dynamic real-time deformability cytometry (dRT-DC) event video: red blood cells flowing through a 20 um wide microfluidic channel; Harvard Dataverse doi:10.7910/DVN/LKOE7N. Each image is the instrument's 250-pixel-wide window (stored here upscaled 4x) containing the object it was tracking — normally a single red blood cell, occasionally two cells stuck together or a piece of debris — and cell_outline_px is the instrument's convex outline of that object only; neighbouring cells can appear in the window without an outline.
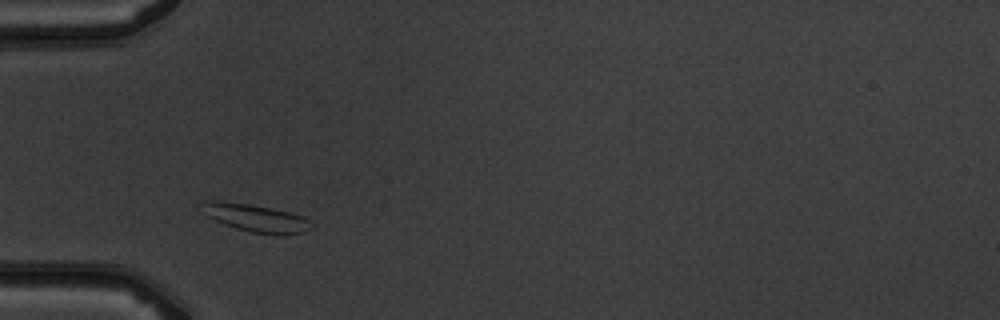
{"species": "common noctule bat (a hibernating species)", "species_latin": "Nyctalus noctula", "temperature_condition": "warm", "stored_images_in_passage": 2, "camera_frame_rate_fps": 3000, "um_per_image_px": 0.085, "animal": {"sex": "male", "body_mass_g": 19.5, "forearm_length_mm": 54.6}, "frame": {"image": 1, "passage_image": 1, "time_ms": 0.0, "image_size_px": [1000, 320], "cell_outline_px": [[312, 228], [304, 232], [252, 232], [236, 228], [224, 224], [208, 216], [208, 200], [248, 204], [288, 212], [304, 216], [312, 224]], "centroid_in_image_um": [21.84, 18.53], "position_along_channel_um": 63.2, "area_um2": 16.13}}
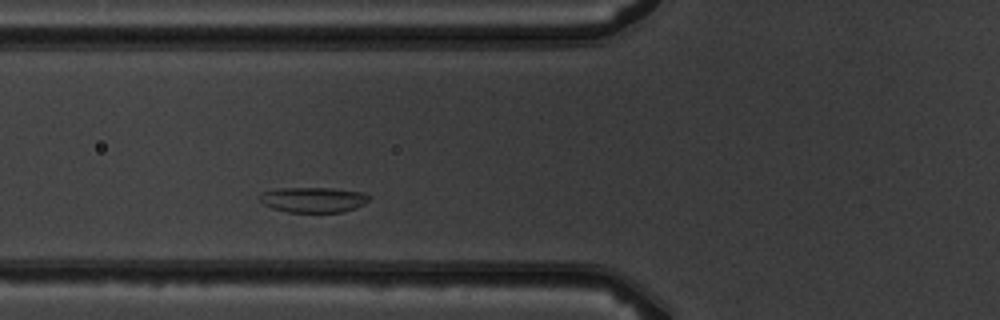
{"frame": {"image": 2, "passage_image": 2, "time_ms": 1.0, "image_size_px": [1000, 320], "cell_outline_px": [[368, 200], [364, 204], [356, 208], [344, 212], [288, 212], [272, 208], [264, 204], [260, 200], [260, 192], [276, 188], [332, 188], [368, 192]], "centroid_in_image_um": [26.64, 16.97], "position_along_channel_um": 99.2, "area_um2": 16.3}}